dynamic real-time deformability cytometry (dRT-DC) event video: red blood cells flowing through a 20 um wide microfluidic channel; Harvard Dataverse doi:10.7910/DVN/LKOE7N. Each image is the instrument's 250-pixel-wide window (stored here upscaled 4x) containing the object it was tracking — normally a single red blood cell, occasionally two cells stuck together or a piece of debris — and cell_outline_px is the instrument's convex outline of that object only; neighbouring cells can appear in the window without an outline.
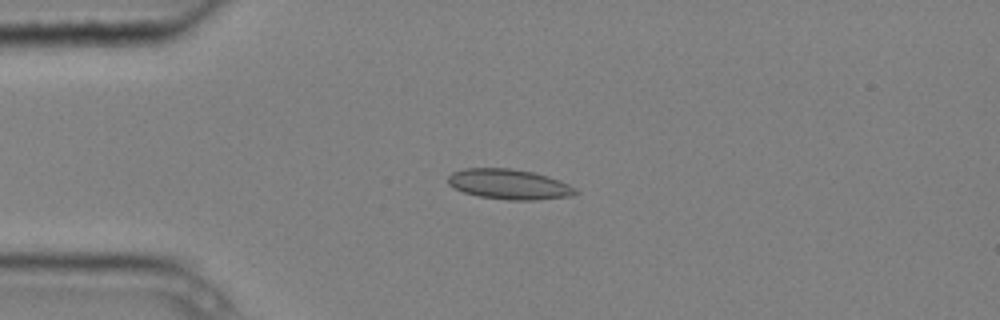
{"species": "common noctule bat (a hibernating species)", "species_latin": "Nyctalus noctula", "temperature_condition": "cold", "stored_images_in_passage": 5, "camera_frame_rate_fps": 3000, "um_per_image_px": 0.085, "animal": {"sex": "male", "body_mass_g": 20.4}, "frame": {"image": 1, "passage_image": 4, "time_ms": 1.0, "image_size_px": [1000, 320], "cell_outline_px": [[580, 192], [572, 196], [536, 200], [508, 200], [480, 196], [464, 192], [452, 188], [448, 184], [448, 176], [452, 172], [464, 168], [512, 168], [532, 172], [548, 176], [560, 180], [576, 188]], "centroid_in_image_um": [43.28, 15.66], "position_along_channel_um": 41.7, "area_um2": 22.6}}